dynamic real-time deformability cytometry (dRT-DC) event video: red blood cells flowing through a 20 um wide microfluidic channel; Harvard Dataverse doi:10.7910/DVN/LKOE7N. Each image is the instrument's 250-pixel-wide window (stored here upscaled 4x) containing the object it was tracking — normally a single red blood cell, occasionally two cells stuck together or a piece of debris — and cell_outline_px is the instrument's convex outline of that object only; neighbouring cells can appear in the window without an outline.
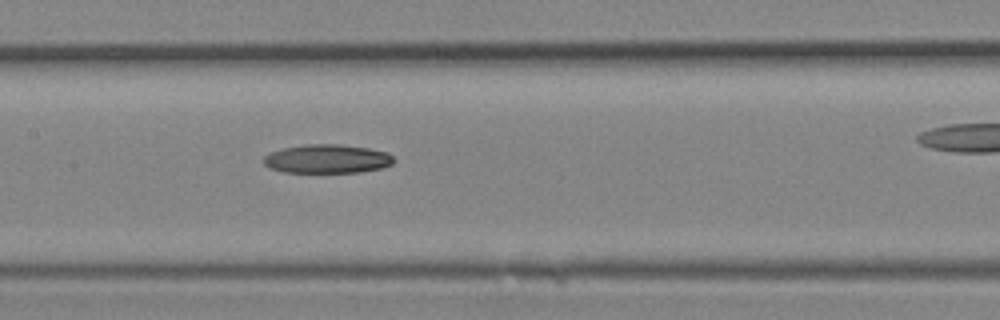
{"species": "Egyptian fruit bat (a non-hibernating species)", "species_latin": "Rousettus aegyptiacus", "temperature_condition": "room temperature", "stored_images_in_passage": 11, "segment_of_instrument_passage": [1, 2], "camera_frame_rate_fps": 3000, "um_per_image_px": 0.085, "animal": {"sex": "female"}, "frame": {"image": 1, "passage_image": 10, "time_ms": 3.0, "image_size_px": [1000, 320], "cell_outline_px": [[396, 160], [392, 164], [384, 168], [360, 172], [284, 172], [268, 168], [264, 164], [264, 156], [268, 152], [284, 148], [308, 144], [340, 144], [368, 148], [388, 152]], "centroid_in_image_um": [27.83, 13.5], "position_along_channel_um": 179.6, "area_um2": 22.02}}